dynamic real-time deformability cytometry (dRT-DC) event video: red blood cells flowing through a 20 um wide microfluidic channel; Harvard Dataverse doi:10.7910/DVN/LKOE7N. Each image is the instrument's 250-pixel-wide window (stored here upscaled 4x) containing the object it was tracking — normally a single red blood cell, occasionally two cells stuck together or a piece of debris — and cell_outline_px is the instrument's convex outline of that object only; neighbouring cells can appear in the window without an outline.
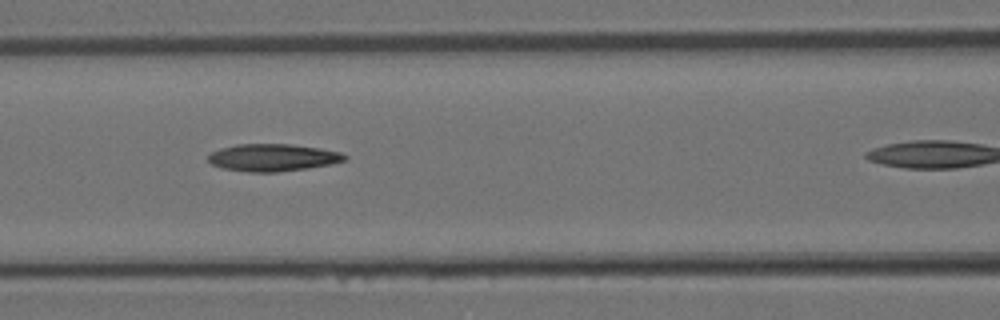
{"species": "Egyptian fruit bat (a non-hibernating species)", "species_latin": "Rousettus aegyptiacus", "temperature_condition": "room temperature", "stored_images_in_passage": 17, "camera_frame_rate_fps": 3000, "um_per_image_px": 0.085, "animal": {"sex": "female"}, "frame": {"image": 1, "passage_image": 7, "time_ms": 2.0, "image_size_px": [1000, 320], "cell_outline_px": [[348, 156], [344, 160], [332, 164], [308, 168], [276, 172], [248, 172], [224, 168], [212, 164], [208, 160], [208, 156], [212, 152], [220, 148], [236, 144], [288, 144], [320, 148], [340, 152]], "centroid_in_image_um": [23.19, 13.39], "position_along_channel_um": 143.4, "area_um2": 21.62}}